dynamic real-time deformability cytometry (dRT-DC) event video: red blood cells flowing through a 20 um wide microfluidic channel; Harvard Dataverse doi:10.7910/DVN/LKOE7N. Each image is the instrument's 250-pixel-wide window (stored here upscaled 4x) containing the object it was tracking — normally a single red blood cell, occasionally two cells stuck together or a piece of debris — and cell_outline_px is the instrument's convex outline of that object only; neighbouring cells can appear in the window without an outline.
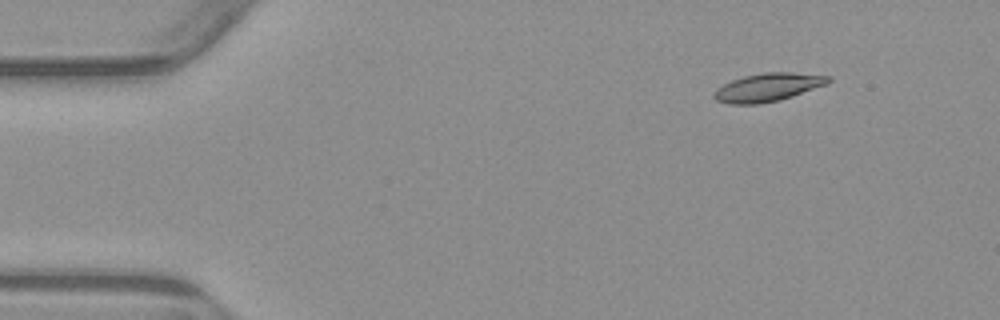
{"species": "common noctule bat (a hibernating species)", "species_latin": "Nyctalus noctula", "temperature_condition": "warm", "stored_images_in_passage": 5, "camera_frame_rate_fps": 3000, "um_per_image_px": 0.085, "animal": {"sex": "male", "body_mass_g": 23.1, "forearm_length_mm": 52.7}, "frame": {"image": 1, "passage_image": 2, "time_ms": 2.0, "image_size_px": [1000, 320], "cell_outline_px": [[832, 80], [828, 84], [780, 100], [760, 104], [728, 104], [716, 100], [712, 96], [712, 92], [716, 88], [732, 80], [744, 76], [764, 72], [792, 72], [832, 76]], "centroid_in_image_um": [65.27, 7.42], "position_along_channel_um": 19.7, "area_um2": 19.02}}
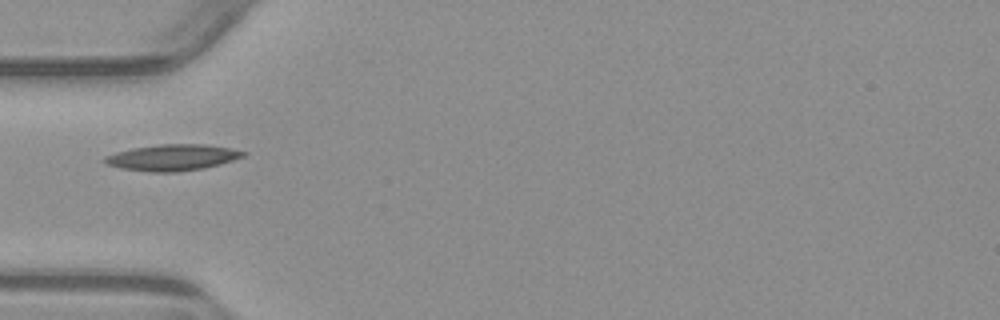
{"frame": {"image": 2, "passage_image": 5, "time_ms": 5.667, "image_size_px": [1000, 320], "cell_outline_px": [[248, 152], [244, 156], [220, 164], [204, 168], [176, 172], [152, 172], [120, 168], [108, 164], [100, 160], [104, 156], [116, 152], [132, 148], [160, 144], [208, 144], [232, 148]], "centroid_in_image_um": [14.65, 13.38], "position_along_channel_um": 70.3, "area_um2": 21.27}}